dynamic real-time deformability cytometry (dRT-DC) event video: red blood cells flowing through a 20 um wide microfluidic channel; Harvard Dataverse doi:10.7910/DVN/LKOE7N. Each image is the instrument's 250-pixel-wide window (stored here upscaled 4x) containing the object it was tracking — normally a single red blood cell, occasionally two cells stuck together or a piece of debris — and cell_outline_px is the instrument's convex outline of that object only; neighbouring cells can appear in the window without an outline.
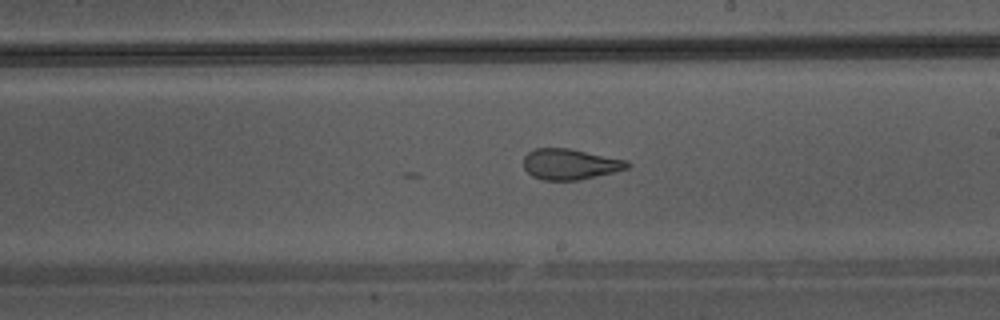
{"species": "Egyptian fruit bat (a non-hibernating species)", "species_latin": "Rousettus aegyptiacus", "temperature_condition": "warm", "stored_images_in_passage": 45, "camera_frame_rate_fps": 3000, "um_per_image_px": 0.085, "animal": {"sex": "male"}, "frame": {"image": 1, "passage_image": 26, "time_ms": 8.333, "image_size_px": [1000, 320], "cell_outline_px": [[632, 164], [628, 168], [580, 180], [544, 180], [532, 176], [524, 168], [524, 156], [528, 152], [536, 148], [568, 148], [628, 160]], "centroid_in_image_um": [48.46, 13.95], "position_along_channel_um": 240.5, "area_um2": 18.55}}